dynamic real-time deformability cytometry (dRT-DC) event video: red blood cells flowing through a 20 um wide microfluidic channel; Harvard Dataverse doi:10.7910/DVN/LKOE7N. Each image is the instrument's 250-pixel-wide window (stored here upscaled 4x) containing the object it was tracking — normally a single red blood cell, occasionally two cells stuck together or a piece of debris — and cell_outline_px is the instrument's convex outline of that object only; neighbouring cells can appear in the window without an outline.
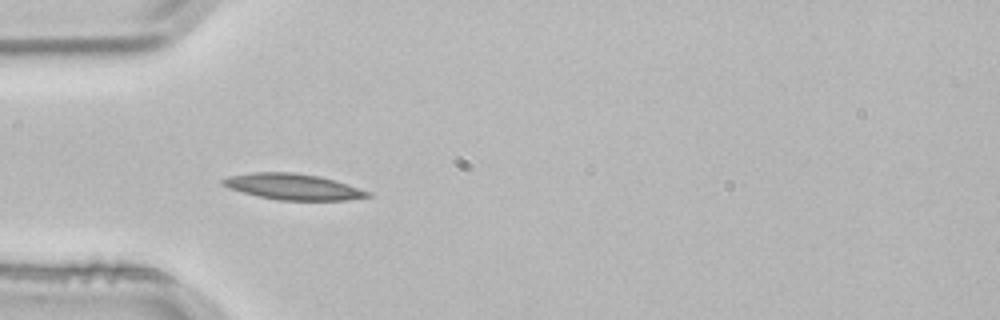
{"species": "common noctule bat (a hibernating species)", "species_latin": "Nyctalus noctula", "temperature_condition": "room temperature", "stored_images_in_passage": 5, "camera_frame_rate_fps": 3000, "um_per_image_px": 0.085, "animal": {"sex": "male", "body_mass_g": 21.5, "forearm_length_mm": 52.0}, "frame": {"image": 1, "passage_image": 4, "time_ms": 1.0, "image_size_px": [1000, 320], "cell_outline_px": [[372, 196], [344, 200], [280, 200], [260, 196], [228, 188], [220, 184], [220, 180], [228, 176], [252, 172], [292, 172], [320, 176], [336, 180], [372, 192]], "centroid_in_image_um": [24.92, 15.86], "position_along_channel_um": 60.1, "area_um2": 21.96}}